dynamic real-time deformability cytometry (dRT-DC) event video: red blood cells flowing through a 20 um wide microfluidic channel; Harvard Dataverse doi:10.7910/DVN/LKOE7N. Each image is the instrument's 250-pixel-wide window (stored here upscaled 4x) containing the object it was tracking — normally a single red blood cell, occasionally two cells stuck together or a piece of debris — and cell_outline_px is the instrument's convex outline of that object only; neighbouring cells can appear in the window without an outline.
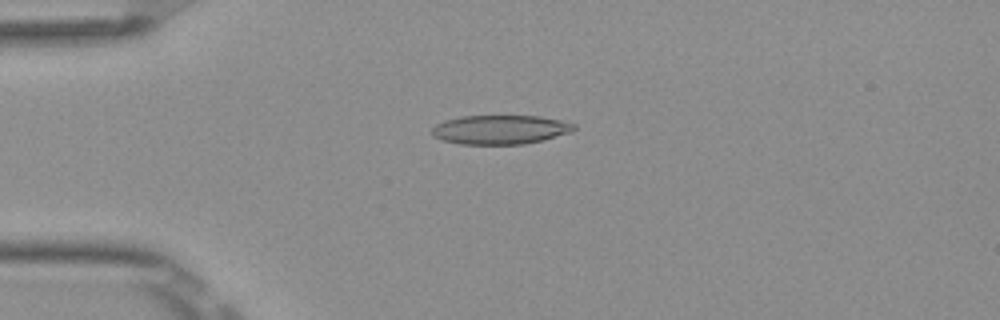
{"species": "Egyptian fruit bat (a non-hibernating species)", "species_latin": "Rousettus aegyptiacus", "temperature_condition": "room temperature", "stored_images_in_passage": 50, "camera_frame_rate_fps": 3000, "um_per_image_px": 0.085, "frame": {"image": 1, "passage_image": 11, "time_ms": 3.333, "image_size_px": [1000, 320], "cell_outline_px": [[576, 128], [572, 132], [544, 140], [524, 144], [460, 144], [444, 140], [436, 136], [432, 132], [432, 128], [436, 124], [444, 120], [460, 116], [540, 116], [560, 120], [576, 124]], "centroid_in_image_um": [42.57, 11.01], "position_along_channel_um": 42.4, "area_um2": 24.1}}
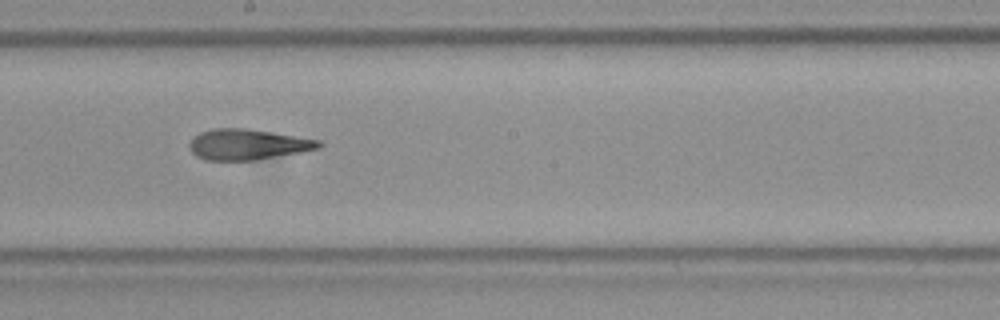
{"frame": {"image": 2, "passage_image": 27, "time_ms": 8.667, "image_size_px": [1000, 320], "cell_outline_px": [[324, 144], [320, 148], [300, 152], [256, 160], [204, 160], [196, 156], [192, 152], [188, 144], [200, 132], [212, 128], [248, 128], [320, 140]], "centroid_in_image_um": [21.06, 12.27], "position_along_channel_um": 227.1, "area_um2": 23.12}}
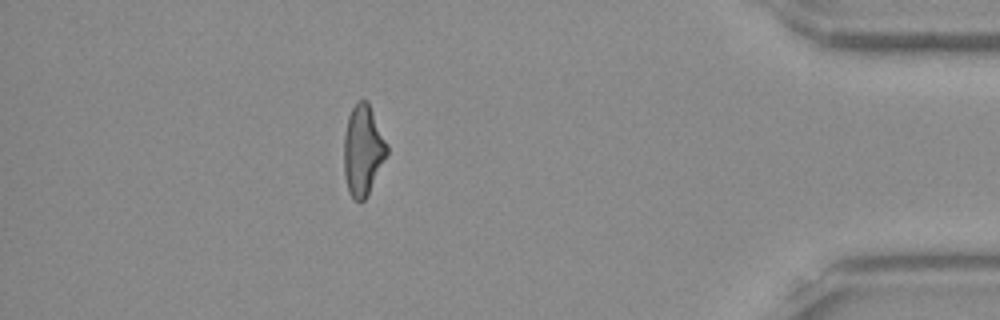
{"frame": {"image": 3, "passage_image": 44, "time_ms": 14.333, "image_size_px": [1000, 320], "cell_outline_px": [[388, 152], [368, 196], [360, 204], [348, 192], [344, 172], [344, 132], [348, 116], [356, 100], [368, 100], [388, 144]], "centroid_in_image_um": [30.85, 12.76], "position_along_channel_um": 404.3, "area_um2": 23.0}, "authors_computed_cell_mechanics": {"area_um2": 23.6113, "velocity_mm_per_s": 3.9139, "shape_relaxation_time_tau1_ms": 11.3593, "shape_relaxation_time_tau2_ms": 2.9475, "deformation_change_tau1": 0.2558, "deformation_change_tau2": 0.1268}}